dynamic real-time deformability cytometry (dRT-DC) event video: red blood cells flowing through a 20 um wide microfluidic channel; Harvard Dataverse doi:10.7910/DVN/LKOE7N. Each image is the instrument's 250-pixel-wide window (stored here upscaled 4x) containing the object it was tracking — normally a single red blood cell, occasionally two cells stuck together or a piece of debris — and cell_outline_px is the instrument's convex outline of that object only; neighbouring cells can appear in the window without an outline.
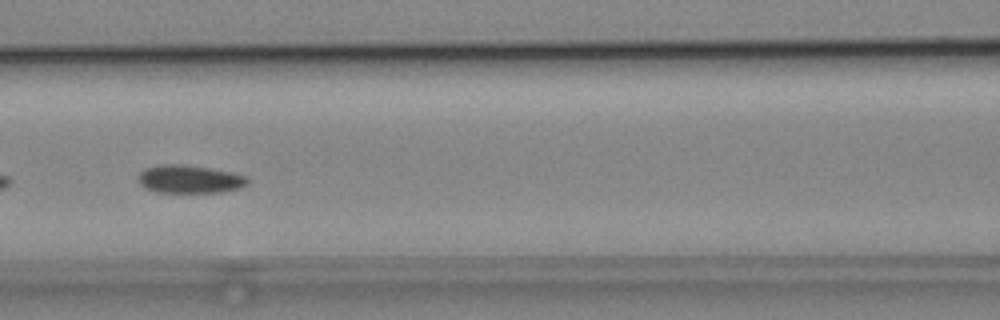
{"species": "common noctule bat (a hibernating species)", "species_latin": "Nyctalus noctula", "temperature_condition": "cold", "stored_images_in_passage": 54, "camera_frame_rate_fps": 3000, "um_per_image_px": 0.085, "animal": {"sex": "male", "body_mass_g": 19.2, "forearm_length_mm": 51.8}, "frame": {"image": 1, "passage_image": 24, "time_ms": 7.667, "image_size_px": [1000, 320], "cell_outline_px": [[248, 184], [240, 188], [220, 192], [156, 192], [144, 188], [140, 184], [140, 172], [144, 168], [164, 164], [180, 164], [208, 168], [232, 172], [244, 176], [248, 180]], "centroid_in_image_um": [16.1, 15.23], "position_along_channel_um": 150.5, "area_um2": 17.69}}
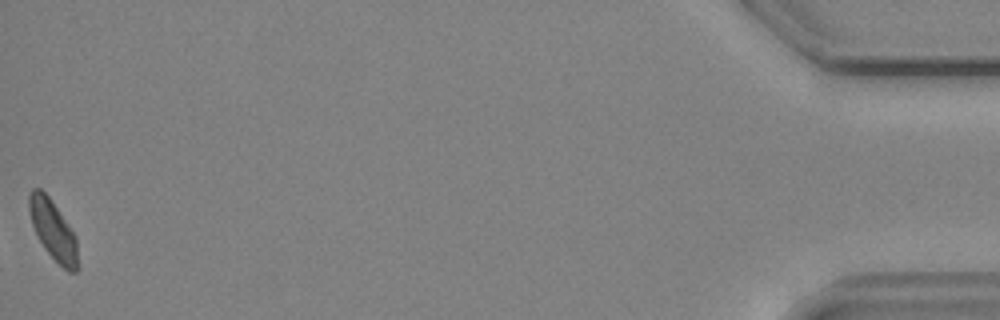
{"frame": {"image": 2, "passage_image": 54, "time_ms": 17.667, "image_size_px": [1000, 320], "cell_outline_px": [[80, 268], [76, 272], [68, 272], [44, 248], [32, 224], [28, 208], [28, 196], [32, 188], [40, 188], [52, 200], [72, 232], [76, 240]], "centroid_in_image_um": [4.52, 19.57], "position_along_channel_um": 430.7, "area_um2": 16.7}, "authors_computed_cell_mechanics": {"area_um2": 17.8313, "velocity_mm_per_s": 3.794, "shape_relaxation_time_tau1_ms": 2.6995, "shape_relaxation_time_tau2_ms": 4.7034, "deformation_change_tau1": 0.0838, "deformation_change_tau2": 0.0719}}